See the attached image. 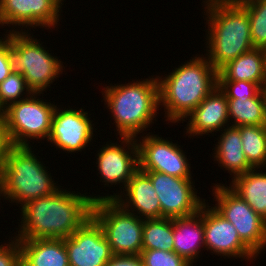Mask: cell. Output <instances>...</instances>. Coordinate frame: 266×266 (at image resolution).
Wrapping results in <instances>:
<instances>
[{
	"label": "cell",
	"instance_id": "1",
	"mask_svg": "<svg viewBox=\"0 0 266 266\" xmlns=\"http://www.w3.org/2000/svg\"><path fill=\"white\" fill-rule=\"evenodd\" d=\"M95 195L59 188L49 196L31 200L21 207L17 240L65 239L91 216Z\"/></svg>",
	"mask_w": 266,
	"mask_h": 266
},
{
	"label": "cell",
	"instance_id": "2",
	"mask_svg": "<svg viewBox=\"0 0 266 266\" xmlns=\"http://www.w3.org/2000/svg\"><path fill=\"white\" fill-rule=\"evenodd\" d=\"M202 56V57H201ZM195 56L181 63L159 82L160 107L171 123L185 121L186 117L218 86V71L206 55Z\"/></svg>",
	"mask_w": 266,
	"mask_h": 266
},
{
	"label": "cell",
	"instance_id": "3",
	"mask_svg": "<svg viewBox=\"0 0 266 266\" xmlns=\"http://www.w3.org/2000/svg\"><path fill=\"white\" fill-rule=\"evenodd\" d=\"M203 2L208 25L207 53L204 55L218 71L229 61L253 49L250 20L241 3Z\"/></svg>",
	"mask_w": 266,
	"mask_h": 266
},
{
	"label": "cell",
	"instance_id": "4",
	"mask_svg": "<svg viewBox=\"0 0 266 266\" xmlns=\"http://www.w3.org/2000/svg\"><path fill=\"white\" fill-rule=\"evenodd\" d=\"M102 91L104 105L112 113L119 137L137 138L156 121L160 107L157 76L131 84H110Z\"/></svg>",
	"mask_w": 266,
	"mask_h": 266
},
{
	"label": "cell",
	"instance_id": "5",
	"mask_svg": "<svg viewBox=\"0 0 266 266\" xmlns=\"http://www.w3.org/2000/svg\"><path fill=\"white\" fill-rule=\"evenodd\" d=\"M38 157L30 145L9 147L0 176V197L22 207L60 188Z\"/></svg>",
	"mask_w": 266,
	"mask_h": 266
},
{
	"label": "cell",
	"instance_id": "6",
	"mask_svg": "<svg viewBox=\"0 0 266 266\" xmlns=\"http://www.w3.org/2000/svg\"><path fill=\"white\" fill-rule=\"evenodd\" d=\"M14 29V30H13ZM13 28L7 30V57L11 66V73L21 74L26 80L32 93H40L48 87L58 75L62 74L63 62L49 53L29 30L17 31ZM26 31V32H25ZM32 35V36H31Z\"/></svg>",
	"mask_w": 266,
	"mask_h": 266
},
{
	"label": "cell",
	"instance_id": "7",
	"mask_svg": "<svg viewBox=\"0 0 266 266\" xmlns=\"http://www.w3.org/2000/svg\"><path fill=\"white\" fill-rule=\"evenodd\" d=\"M38 96H41L40 93H32L0 112V120L11 145L32 146L28 139L48 140L56 105Z\"/></svg>",
	"mask_w": 266,
	"mask_h": 266
},
{
	"label": "cell",
	"instance_id": "8",
	"mask_svg": "<svg viewBox=\"0 0 266 266\" xmlns=\"http://www.w3.org/2000/svg\"><path fill=\"white\" fill-rule=\"evenodd\" d=\"M92 217L102 227L113 255H140L143 219L114 199L93 202Z\"/></svg>",
	"mask_w": 266,
	"mask_h": 266
},
{
	"label": "cell",
	"instance_id": "9",
	"mask_svg": "<svg viewBox=\"0 0 266 266\" xmlns=\"http://www.w3.org/2000/svg\"><path fill=\"white\" fill-rule=\"evenodd\" d=\"M214 185L212 192L217 204L213 208L234 225L240 239L259 256L266 248V220L228 186Z\"/></svg>",
	"mask_w": 266,
	"mask_h": 266
},
{
	"label": "cell",
	"instance_id": "10",
	"mask_svg": "<svg viewBox=\"0 0 266 266\" xmlns=\"http://www.w3.org/2000/svg\"><path fill=\"white\" fill-rule=\"evenodd\" d=\"M151 179L161 206V218H180L197 213L206 201L197 196L192 178H178L144 171Z\"/></svg>",
	"mask_w": 266,
	"mask_h": 266
},
{
	"label": "cell",
	"instance_id": "11",
	"mask_svg": "<svg viewBox=\"0 0 266 266\" xmlns=\"http://www.w3.org/2000/svg\"><path fill=\"white\" fill-rule=\"evenodd\" d=\"M141 136L142 139L136 138L140 170L156 171L178 178H192L191 164L180 145L150 132Z\"/></svg>",
	"mask_w": 266,
	"mask_h": 266
},
{
	"label": "cell",
	"instance_id": "12",
	"mask_svg": "<svg viewBox=\"0 0 266 266\" xmlns=\"http://www.w3.org/2000/svg\"><path fill=\"white\" fill-rule=\"evenodd\" d=\"M120 144L106 143L97 151L96 159L100 182L110 185L122 186L123 190L134 173L139 169L138 146L134 137H120ZM123 145V146H122ZM127 147V148H126ZM110 184V185H109Z\"/></svg>",
	"mask_w": 266,
	"mask_h": 266
},
{
	"label": "cell",
	"instance_id": "13",
	"mask_svg": "<svg viewBox=\"0 0 266 266\" xmlns=\"http://www.w3.org/2000/svg\"><path fill=\"white\" fill-rule=\"evenodd\" d=\"M69 108V109H68ZM63 110L59 106L55 108L51 121V130L46 140L54 144L56 148L77 153L89 147L93 140L94 124L88 116V111L84 109H72L68 107Z\"/></svg>",
	"mask_w": 266,
	"mask_h": 266
},
{
	"label": "cell",
	"instance_id": "14",
	"mask_svg": "<svg viewBox=\"0 0 266 266\" xmlns=\"http://www.w3.org/2000/svg\"><path fill=\"white\" fill-rule=\"evenodd\" d=\"M69 266H106L113 253L102 227L91 216L65 238Z\"/></svg>",
	"mask_w": 266,
	"mask_h": 266
},
{
	"label": "cell",
	"instance_id": "15",
	"mask_svg": "<svg viewBox=\"0 0 266 266\" xmlns=\"http://www.w3.org/2000/svg\"><path fill=\"white\" fill-rule=\"evenodd\" d=\"M62 1L64 0H0V26H22L21 30L18 27L22 32L24 26V29L29 26L55 28L60 21L61 6L64 5Z\"/></svg>",
	"mask_w": 266,
	"mask_h": 266
},
{
	"label": "cell",
	"instance_id": "16",
	"mask_svg": "<svg viewBox=\"0 0 266 266\" xmlns=\"http://www.w3.org/2000/svg\"><path fill=\"white\" fill-rule=\"evenodd\" d=\"M205 249L213 254L249 261L258 257L239 237L234 225L221 216L208 202L203 203Z\"/></svg>",
	"mask_w": 266,
	"mask_h": 266
},
{
	"label": "cell",
	"instance_id": "17",
	"mask_svg": "<svg viewBox=\"0 0 266 266\" xmlns=\"http://www.w3.org/2000/svg\"><path fill=\"white\" fill-rule=\"evenodd\" d=\"M120 190V194L118 192L110 196L109 194L105 196L98 195L99 200L114 199L129 212L136 216L139 214L138 217L141 219H161L160 201L157 198L150 177L144 171L138 169L127 183L123 192L122 189Z\"/></svg>",
	"mask_w": 266,
	"mask_h": 266
},
{
	"label": "cell",
	"instance_id": "18",
	"mask_svg": "<svg viewBox=\"0 0 266 266\" xmlns=\"http://www.w3.org/2000/svg\"><path fill=\"white\" fill-rule=\"evenodd\" d=\"M188 118V119H187ZM186 133L198 137L212 132L222 133L225 126H230L228 115V99L217 86L199 105L186 117ZM228 123V124H227Z\"/></svg>",
	"mask_w": 266,
	"mask_h": 266
},
{
	"label": "cell",
	"instance_id": "19",
	"mask_svg": "<svg viewBox=\"0 0 266 266\" xmlns=\"http://www.w3.org/2000/svg\"><path fill=\"white\" fill-rule=\"evenodd\" d=\"M173 251L193 266L205 249L203 205L190 216L173 219Z\"/></svg>",
	"mask_w": 266,
	"mask_h": 266
},
{
	"label": "cell",
	"instance_id": "20",
	"mask_svg": "<svg viewBox=\"0 0 266 266\" xmlns=\"http://www.w3.org/2000/svg\"><path fill=\"white\" fill-rule=\"evenodd\" d=\"M23 266H69L65 239L19 240Z\"/></svg>",
	"mask_w": 266,
	"mask_h": 266
},
{
	"label": "cell",
	"instance_id": "21",
	"mask_svg": "<svg viewBox=\"0 0 266 266\" xmlns=\"http://www.w3.org/2000/svg\"><path fill=\"white\" fill-rule=\"evenodd\" d=\"M218 80L248 81L266 84V50L253 48L218 70Z\"/></svg>",
	"mask_w": 266,
	"mask_h": 266
},
{
	"label": "cell",
	"instance_id": "22",
	"mask_svg": "<svg viewBox=\"0 0 266 266\" xmlns=\"http://www.w3.org/2000/svg\"><path fill=\"white\" fill-rule=\"evenodd\" d=\"M222 131L219 139L217 138L216 147L213 148L215 151L213 158L221 169L228 170L233 179L253 169V167L248 163L242 150L239 128L230 125Z\"/></svg>",
	"mask_w": 266,
	"mask_h": 266
},
{
	"label": "cell",
	"instance_id": "23",
	"mask_svg": "<svg viewBox=\"0 0 266 266\" xmlns=\"http://www.w3.org/2000/svg\"><path fill=\"white\" fill-rule=\"evenodd\" d=\"M258 169L234 177L228 187L266 220V172Z\"/></svg>",
	"mask_w": 266,
	"mask_h": 266
},
{
	"label": "cell",
	"instance_id": "24",
	"mask_svg": "<svg viewBox=\"0 0 266 266\" xmlns=\"http://www.w3.org/2000/svg\"><path fill=\"white\" fill-rule=\"evenodd\" d=\"M228 115L231 126L266 125L261 93L250 99H228Z\"/></svg>",
	"mask_w": 266,
	"mask_h": 266
},
{
	"label": "cell",
	"instance_id": "25",
	"mask_svg": "<svg viewBox=\"0 0 266 266\" xmlns=\"http://www.w3.org/2000/svg\"><path fill=\"white\" fill-rule=\"evenodd\" d=\"M242 150L253 168H266V125L238 126Z\"/></svg>",
	"mask_w": 266,
	"mask_h": 266
},
{
	"label": "cell",
	"instance_id": "26",
	"mask_svg": "<svg viewBox=\"0 0 266 266\" xmlns=\"http://www.w3.org/2000/svg\"><path fill=\"white\" fill-rule=\"evenodd\" d=\"M173 219H143L142 250L173 251Z\"/></svg>",
	"mask_w": 266,
	"mask_h": 266
},
{
	"label": "cell",
	"instance_id": "27",
	"mask_svg": "<svg viewBox=\"0 0 266 266\" xmlns=\"http://www.w3.org/2000/svg\"><path fill=\"white\" fill-rule=\"evenodd\" d=\"M253 48L266 50V0H246Z\"/></svg>",
	"mask_w": 266,
	"mask_h": 266
},
{
	"label": "cell",
	"instance_id": "28",
	"mask_svg": "<svg viewBox=\"0 0 266 266\" xmlns=\"http://www.w3.org/2000/svg\"><path fill=\"white\" fill-rule=\"evenodd\" d=\"M31 94L32 92L28 88L24 77L21 74L10 73L9 76L0 83V112L11 103L27 98ZM23 95H25V97Z\"/></svg>",
	"mask_w": 266,
	"mask_h": 266
},
{
	"label": "cell",
	"instance_id": "29",
	"mask_svg": "<svg viewBox=\"0 0 266 266\" xmlns=\"http://www.w3.org/2000/svg\"><path fill=\"white\" fill-rule=\"evenodd\" d=\"M218 87L227 99H250L256 97L261 91L260 85L244 80H218Z\"/></svg>",
	"mask_w": 266,
	"mask_h": 266
},
{
	"label": "cell",
	"instance_id": "30",
	"mask_svg": "<svg viewBox=\"0 0 266 266\" xmlns=\"http://www.w3.org/2000/svg\"><path fill=\"white\" fill-rule=\"evenodd\" d=\"M140 257L144 266H192L174 251L142 250Z\"/></svg>",
	"mask_w": 266,
	"mask_h": 266
},
{
	"label": "cell",
	"instance_id": "31",
	"mask_svg": "<svg viewBox=\"0 0 266 266\" xmlns=\"http://www.w3.org/2000/svg\"><path fill=\"white\" fill-rule=\"evenodd\" d=\"M8 244L0 245V266H20L21 247L19 240L14 237L9 238ZM13 239V240H12Z\"/></svg>",
	"mask_w": 266,
	"mask_h": 266
},
{
	"label": "cell",
	"instance_id": "32",
	"mask_svg": "<svg viewBox=\"0 0 266 266\" xmlns=\"http://www.w3.org/2000/svg\"><path fill=\"white\" fill-rule=\"evenodd\" d=\"M106 266H144L140 255H113Z\"/></svg>",
	"mask_w": 266,
	"mask_h": 266
},
{
	"label": "cell",
	"instance_id": "33",
	"mask_svg": "<svg viewBox=\"0 0 266 266\" xmlns=\"http://www.w3.org/2000/svg\"><path fill=\"white\" fill-rule=\"evenodd\" d=\"M0 83L11 73V66L7 57V36L0 37Z\"/></svg>",
	"mask_w": 266,
	"mask_h": 266
},
{
	"label": "cell",
	"instance_id": "34",
	"mask_svg": "<svg viewBox=\"0 0 266 266\" xmlns=\"http://www.w3.org/2000/svg\"><path fill=\"white\" fill-rule=\"evenodd\" d=\"M10 146L11 144L8 140L7 133L0 120V176L5 163V156Z\"/></svg>",
	"mask_w": 266,
	"mask_h": 266
},
{
	"label": "cell",
	"instance_id": "35",
	"mask_svg": "<svg viewBox=\"0 0 266 266\" xmlns=\"http://www.w3.org/2000/svg\"><path fill=\"white\" fill-rule=\"evenodd\" d=\"M260 93L263 99L264 112H265V117H266V84L261 87Z\"/></svg>",
	"mask_w": 266,
	"mask_h": 266
},
{
	"label": "cell",
	"instance_id": "36",
	"mask_svg": "<svg viewBox=\"0 0 266 266\" xmlns=\"http://www.w3.org/2000/svg\"><path fill=\"white\" fill-rule=\"evenodd\" d=\"M207 1H212V2H221V3H241L246 0H207Z\"/></svg>",
	"mask_w": 266,
	"mask_h": 266
}]
</instances>
